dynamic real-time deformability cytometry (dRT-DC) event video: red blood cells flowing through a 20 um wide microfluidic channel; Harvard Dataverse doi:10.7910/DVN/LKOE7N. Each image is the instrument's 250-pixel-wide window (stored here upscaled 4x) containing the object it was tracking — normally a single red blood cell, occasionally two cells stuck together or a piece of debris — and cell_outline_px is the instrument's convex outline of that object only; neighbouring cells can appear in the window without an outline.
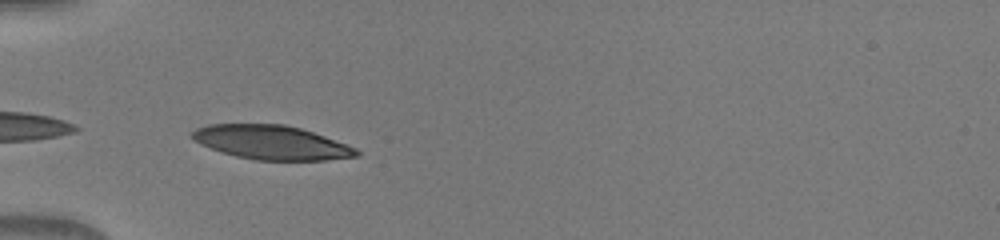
{"species": "human", "species_latin": "Homo sapiens", "temperature_condition": "warm", "stored_images_in_passage": 34, "camera_frame_rate_fps": 3000, "um_per_image_px": 0.085, "donor": {"sex": "male"}, "frame": {"image": 1, "passage_image": 1, "time_ms": 0.0, "image_size_px": [1000, 240], "cell_outline_px": [[360, 156], [324, 160], [256, 160], [236, 156], [220, 152], [200, 144], [192, 140], [192, 132], [196, 128], [208, 124], [284, 124], [300, 128], [324, 136], [356, 148], [360, 152]], "centroid_in_image_um": [23.04, 12.11], "position_along_channel_um": 62.0, "area_um2": 32.54}}
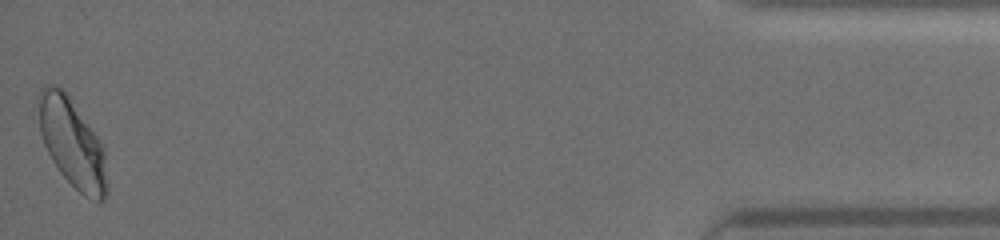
{"frame": {"image": 2, "passage_image": 34, "time_ms": 11.0, "image_size_px": [1000, 240], "cell_outline_px": [[108, 192], [104, 200], [100, 204], [84, 196], [60, 172], [52, 160], [44, 144], [40, 132], [36, 104], [36, 96], [40, 88], [44, 84], [52, 84], [60, 88], [68, 96], [100, 140], [104, 148], [108, 188]], "centroid_in_image_um": [6.12, 12.16], "position_along_channel_um": 429.1, "area_um2": 35.72}}